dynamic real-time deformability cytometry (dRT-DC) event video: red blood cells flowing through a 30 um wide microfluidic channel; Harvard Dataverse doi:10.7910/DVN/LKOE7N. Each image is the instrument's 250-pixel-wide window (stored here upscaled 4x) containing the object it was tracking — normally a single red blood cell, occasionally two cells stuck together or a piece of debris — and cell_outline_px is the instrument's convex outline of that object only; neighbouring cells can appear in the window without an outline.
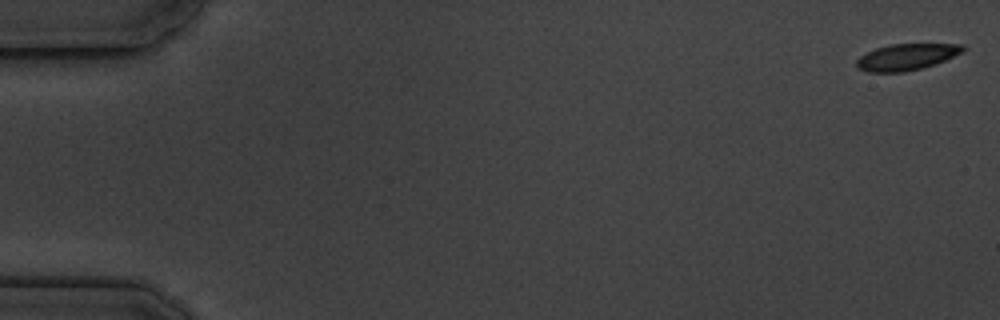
{"species": "common noctule bat (a hibernating species)", "species_latin": "Nyctalus noctula", "temperature_condition": "cold", "stored_images_in_passage": 7, "camera_frame_rate_fps": 3000, "um_per_image_px": 0.085, "animal": {"sex": "male", "body_mass_g": 19.5, "forearm_length_mm": 54.6}, "frame": {"image": 1, "passage_image": 1, "time_ms": 0.0, "image_size_px": [1000, 320], "cell_outline_px": [[968, 48], [936, 64], [904, 72], [868, 72], [856, 68], [856, 60], [860, 56], [876, 48], [892, 44], [964, 44]], "centroid_in_image_um": [77.03, 4.84], "position_along_channel_um": 8.0, "area_um2": 16.24}}
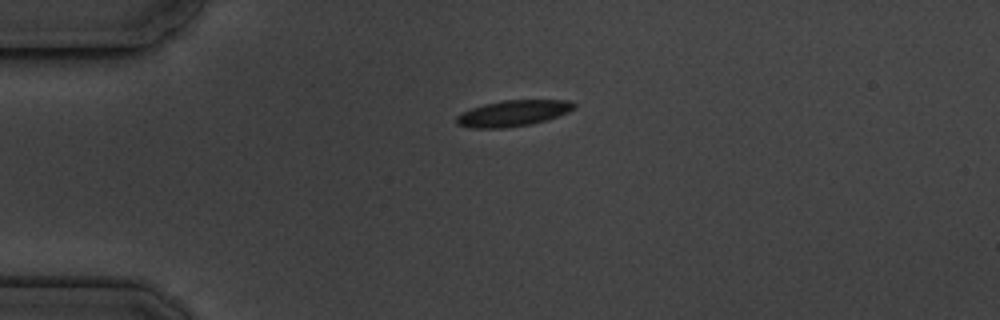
{"frame": {"image": 2, "passage_image": 5, "time_ms": 4.333, "image_size_px": [1000, 320], "cell_outline_px": [[576, 108], [568, 112], [548, 120], [532, 124], [504, 128], [472, 128], [456, 124], [456, 116], [472, 108], [484, 104], [504, 100], [568, 100], [576, 104]], "centroid_in_image_um": [43.64, 9.63], "position_along_channel_um": 41.4, "area_um2": 17.86}}